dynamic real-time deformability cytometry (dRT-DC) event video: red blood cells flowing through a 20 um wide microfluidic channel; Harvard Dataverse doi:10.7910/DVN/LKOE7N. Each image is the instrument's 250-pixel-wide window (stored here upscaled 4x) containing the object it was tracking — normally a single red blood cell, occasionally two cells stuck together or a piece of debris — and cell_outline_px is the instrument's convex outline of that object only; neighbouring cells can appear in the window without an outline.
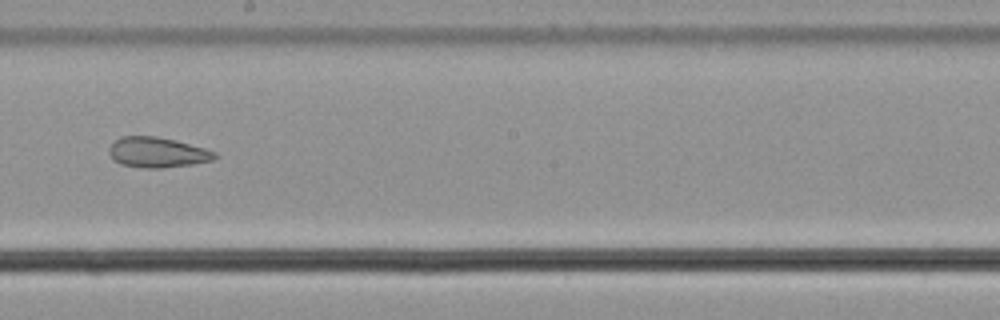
{"species": "common noctule bat (a hibernating species)", "species_latin": "Nyctalus noctula", "temperature_condition": "cold", "stored_images_in_passage": 56, "camera_frame_rate_fps": 3000, "um_per_image_px": 0.085, "animal": {"sex": "male", "body_mass_g": 21.5, "forearm_length_mm": 52.0}, "frame": {"image": 1, "passage_image": 32, "time_ms": 10.333, "image_size_px": [1000, 320], "cell_outline_px": [[220, 156], [212, 160], [192, 164], [160, 168], [144, 168], [120, 164], [112, 160], [108, 152], [108, 148], [120, 136], [156, 136], [176, 140], [204, 148], [216, 152]], "centroid_in_image_um": [13.36, 12.95], "position_along_channel_um": 234.8, "area_um2": 18.79}, "authors_computed_cell_mechanics": {"area_um2": 24.3338, "velocity_mm_per_s": 3.6682, "shape_relaxation_time_tau1_ms": null, "shape_relaxation_time_tau2_ms": 2.6022, "deformation_change_tau1": null, "deformation_change_tau2": 0.0921}}